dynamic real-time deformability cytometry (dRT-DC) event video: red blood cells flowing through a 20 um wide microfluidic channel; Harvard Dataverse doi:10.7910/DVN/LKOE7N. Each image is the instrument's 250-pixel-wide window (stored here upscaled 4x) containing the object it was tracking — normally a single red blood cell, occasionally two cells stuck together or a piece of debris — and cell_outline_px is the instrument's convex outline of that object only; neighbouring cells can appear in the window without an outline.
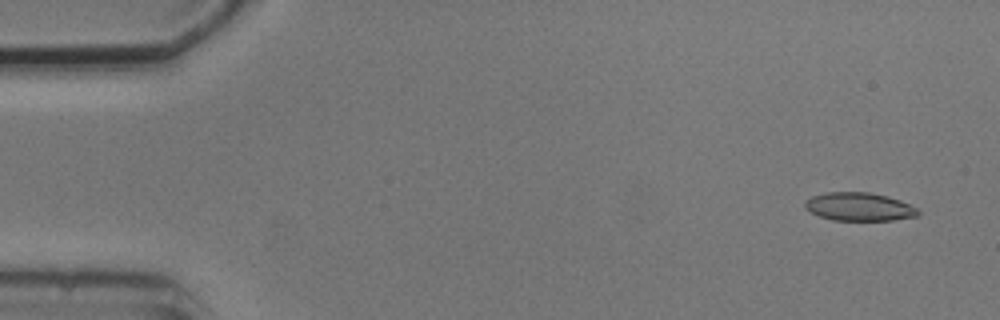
{"species": "common noctule bat (a hibernating species)", "species_latin": "Nyctalus noctula", "temperature_condition": "cold", "stored_images_in_passage": 4, "camera_frame_rate_fps": 3000, "um_per_image_px": 0.085, "animal": {"sex": "male", "body_mass_g": 20.5, "forearm_length_mm": 52.5}, "frame": {"image": 1, "passage_image": 1, "time_ms": 0.0, "image_size_px": [1000, 320], "cell_outline_px": [[920, 216], [892, 220], [832, 220], [808, 212], [804, 208], [804, 200], [812, 196], [824, 192], [868, 192], [888, 196], [900, 200], [916, 208], [920, 212]], "centroid_in_image_um": [72.99, 17.57], "position_along_channel_um": 12.0, "area_um2": 18.84}}
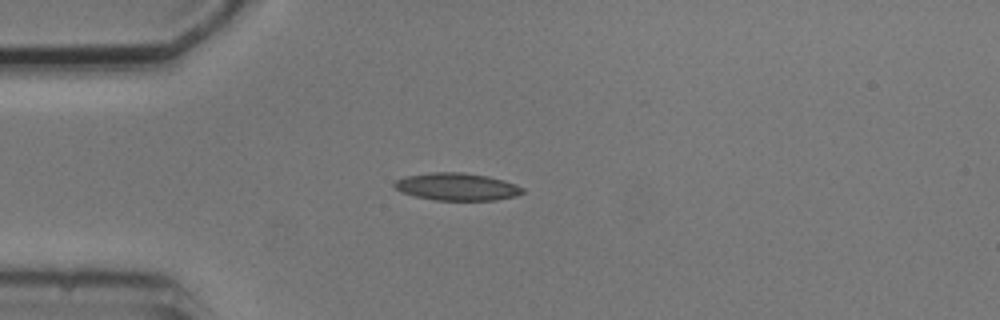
{"frame": {"image": 2, "passage_image": 4, "time_ms": 3.667, "image_size_px": [1000, 320], "cell_outline_px": [[524, 192], [516, 196], [496, 200], [436, 200], [416, 196], [400, 192], [392, 184], [396, 180], [404, 176], [432, 172], [464, 172], [488, 176], [504, 180], [516, 184], [524, 188]], "centroid_in_image_um": [38.84, 15.86], "position_along_channel_um": 46.2, "area_um2": 20.63}}